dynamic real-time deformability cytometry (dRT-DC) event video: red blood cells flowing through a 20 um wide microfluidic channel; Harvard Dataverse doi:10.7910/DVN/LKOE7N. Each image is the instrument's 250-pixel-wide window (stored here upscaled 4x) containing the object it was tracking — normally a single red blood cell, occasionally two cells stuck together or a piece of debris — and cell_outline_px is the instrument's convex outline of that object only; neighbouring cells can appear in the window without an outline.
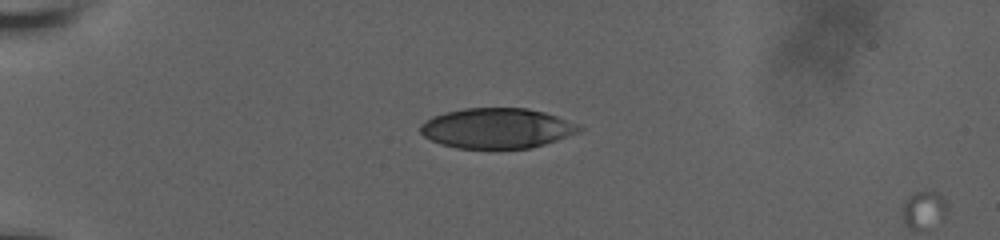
{"species": "human", "species_latin": "Homo sapiens", "temperature_condition": "room temperature", "stored_images_in_passage": 2, "camera_frame_rate_fps": 3000, "um_per_image_px": 0.085, "donor": {"sex": "male"}, "frame": {"image": 1, "passage_image": 1, "time_ms": 0.0, "image_size_px": [1000, 240], "cell_outline_px": [[584, 128], [580, 132], [544, 144], [528, 148], [456, 148], [440, 144], [424, 136], [420, 132], [420, 124], [424, 120], [432, 116], [444, 112], [464, 108], [528, 108], [544, 112], [556, 116], [576, 124]], "centroid_in_image_um": [42.19, 10.89], "position_along_channel_um": 42.8, "area_um2": 37.17}}